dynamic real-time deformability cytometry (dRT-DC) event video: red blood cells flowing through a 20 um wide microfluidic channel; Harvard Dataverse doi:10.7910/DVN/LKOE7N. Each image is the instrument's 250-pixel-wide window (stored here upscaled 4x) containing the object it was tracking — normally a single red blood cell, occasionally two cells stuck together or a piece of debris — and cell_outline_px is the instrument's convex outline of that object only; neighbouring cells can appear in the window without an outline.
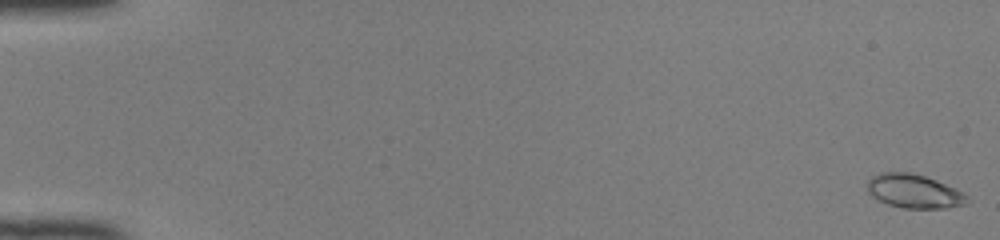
{"species": "common noctule bat (a hibernating species)", "species_latin": "Nyctalus noctula", "temperature_condition": "room temperature", "stored_images_in_passage": 50, "camera_frame_rate_fps": 3000, "um_per_image_px": 0.085, "animal": {"sex": "female", "body_mass_g": 22.0, "forearm_length_mm": 56.7}, "frame": {"image": 1, "passage_image": 1, "time_ms": 0.0, "image_size_px": [1000, 240], "cell_outline_px": [[972, 200], [968, 204], [944, 208], [904, 208], [888, 204], [872, 196], [868, 192], [868, 180], [872, 176], [880, 172], [912, 172], [936, 180], [956, 188], [968, 196]], "centroid_in_image_um": [77.74, 16.25], "position_along_channel_um": 7.3, "area_um2": 19.77}}
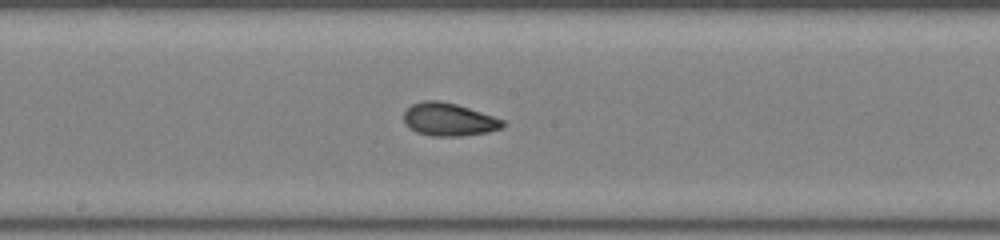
{"frame": {"image": 2, "passage_image": 28, "time_ms": 9.0, "image_size_px": [1000, 240], "cell_outline_px": [[504, 124], [500, 128], [488, 132], [460, 136], [432, 136], [416, 132], [404, 124], [404, 112], [412, 104], [424, 100], [440, 100], [456, 104], [504, 120]], "centroid_in_image_um": [38.1, 10.16], "position_along_channel_um": 210.1, "area_um2": 18.84}}
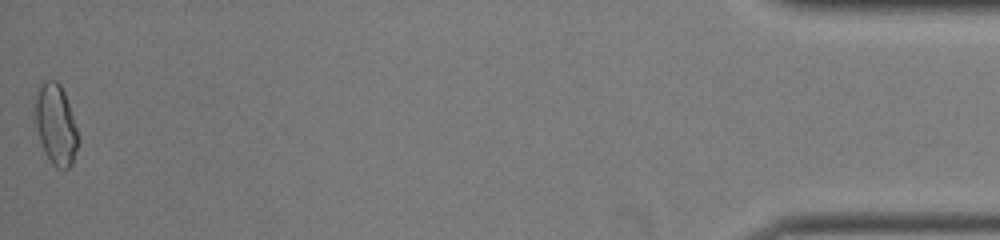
{"frame": {"image": 3, "passage_image": 50, "time_ms": 16.333, "image_size_px": [1000, 240], "cell_outline_px": [[80, 140], [72, 164], [68, 168], [56, 168], [52, 164], [44, 152], [32, 120], [32, 100], [40, 84], [44, 80], [56, 80], [60, 84], [64, 92], [80, 136]], "centroid_in_image_um": [4.69, 10.55], "position_along_channel_um": 430.5, "area_um2": 21.15}, "authors_computed_cell_mechanics": {"area_um2": 18.8428, "velocity_mm_per_s": 4.1552, "shape_relaxation_time_tau1_ms": 6.1002, "shape_relaxation_time_tau2_ms": 0.5396, "deformation_change_tau1": 0.1929, "deformation_change_tau2": 0.0391}}